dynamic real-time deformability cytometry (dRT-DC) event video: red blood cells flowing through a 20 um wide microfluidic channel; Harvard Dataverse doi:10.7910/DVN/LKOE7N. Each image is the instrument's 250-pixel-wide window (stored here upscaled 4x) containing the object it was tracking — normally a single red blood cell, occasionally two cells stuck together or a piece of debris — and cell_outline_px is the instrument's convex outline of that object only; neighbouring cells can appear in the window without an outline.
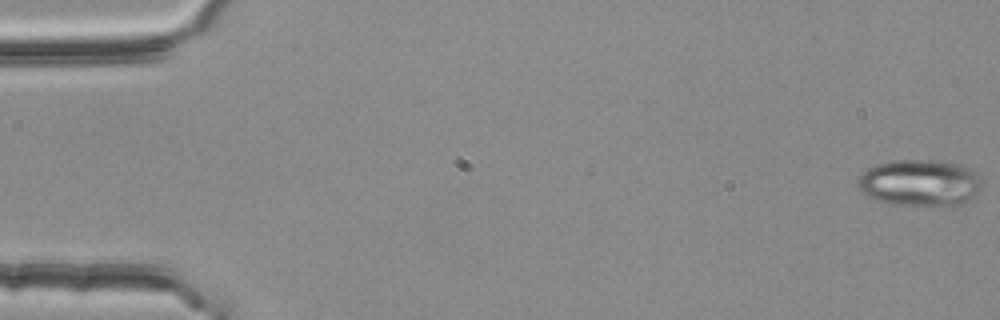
{"species": "common noctule bat (a hibernating species)", "species_latin": "Nyctalus noctula", "temperature_condition": "room temperature", "stored_images_in_passage": 5, "camera_frame_rate_fps": 3000, "um_per_image_px": 0.085, "animal": {"sex": "female", "body_mass_g": 25.1}, "frame": {"image": 1, "passage_image": 1, "time_ms": 0.0, "image_size_px": [1000, 320], "cell_outline_px": [[984, 188], [976, 196], [964, 204], [888, 204], [876, 200], [868, 196], [856, 184], [860, 176], [868, 168], [876, 164], [892, 160], [944, 160], [964, 164], [972, 168], [976, 172]], "centroid_in_image_um": [78.26, 15.51], "position_along_channel_um": 6.7, "area_um2": 33.99}}